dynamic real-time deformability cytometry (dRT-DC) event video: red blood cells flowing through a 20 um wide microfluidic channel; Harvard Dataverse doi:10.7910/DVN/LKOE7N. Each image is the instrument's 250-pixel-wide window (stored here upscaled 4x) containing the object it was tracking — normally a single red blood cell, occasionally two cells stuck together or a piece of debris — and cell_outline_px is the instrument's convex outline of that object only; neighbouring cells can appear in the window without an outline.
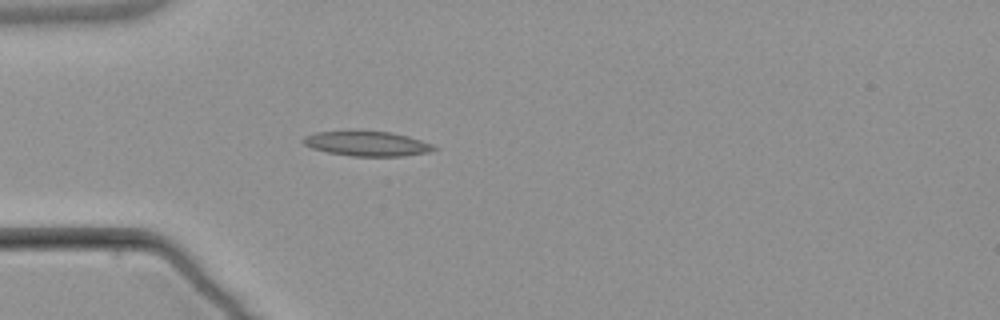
{"species": "common noctule bat (a hibernating species)", "species_latin": "Nyctalus noctula", "temperature_condition": "warm", "stored_images_in_passage": 1, "camera_frame_rate_fps": 3000, "um_per_image_px": 0.085, "animal": {"sex": "male", "body_mass_g": 21.5, "forearm_length_mm": 52.0}, "frame": {"image": 1, "passage_image": 1, "time_ms": 0.0, "image_size_px": [1000, 320], "cell_outline_px": [[440, 148], [428, 152], [404, 156], [352, 156], [328, 152], [312, 148], [304, 144], [300, 140], [304, 136], [316, 132], [392, 132], [408, 136], [432, 144]], "centroid_in_image_um": [31.22, 12.22], "position_along_channel_um": 53.8, "area_um2": 18.61}}